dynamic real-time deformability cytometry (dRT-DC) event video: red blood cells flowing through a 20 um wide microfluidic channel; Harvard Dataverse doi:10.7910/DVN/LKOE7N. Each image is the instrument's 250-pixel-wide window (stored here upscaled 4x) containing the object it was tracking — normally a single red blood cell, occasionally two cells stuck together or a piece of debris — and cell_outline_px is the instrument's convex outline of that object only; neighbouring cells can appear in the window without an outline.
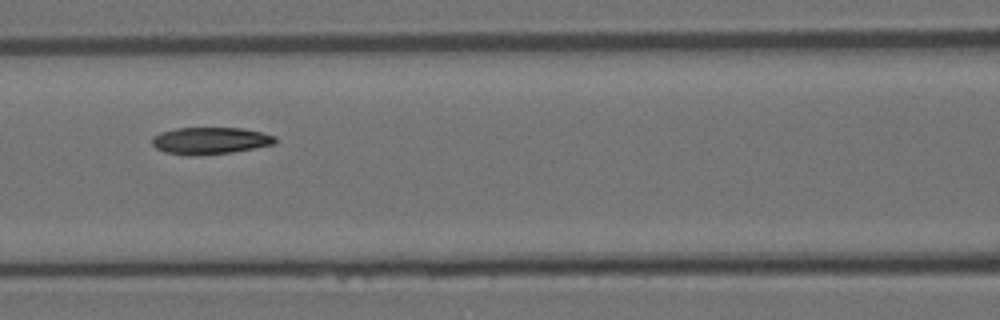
{"species": "Egyptian fruit bat (a non-hibernating species)", "species_latin": "Rousettus aegyptiacus", "temperature_condition": "room temperature", "stored_images_in_passage": 7, "camera_frame_rate_fps": 3000, "um_per_image_px": 0.085, "animal": {"sex": "female"}, "frame": {"image": 1, "passage_image": 6, "time_ms": 5.667, "image_size_px": [1000, 320], "cell_outline_px": [[276, 144], [232, 152], [164, 152], [156, 148], [152, 144], [152, 136], [160, 132], [176, 128], [240, 128], [260, 132], [276, 136]], "centroid_in_image_um": [17.91, 11.9], "position_along_channel_um": 148.7, "area_um2": 18.38}}
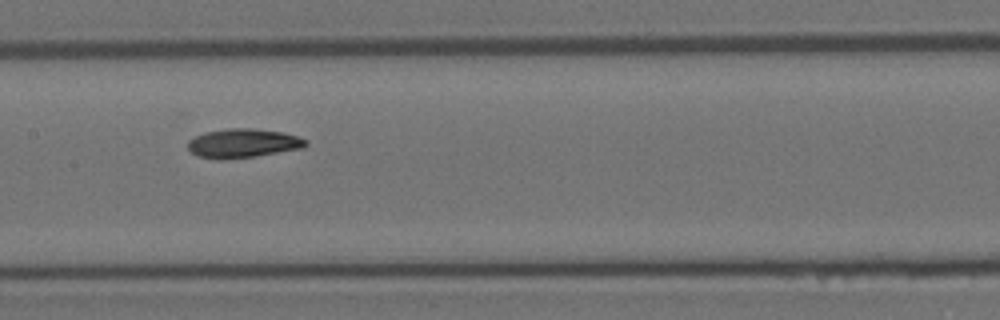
{"frame": {"image": 2, "passage_image": 7, "time_ms": 6.667, "image_size_px": [1000, 320], "cell_outline_px": [[308, 144], [304, 148], [256, 156], [220, 160], [196, 156], [188, 148], [188, 140], [204, 132], [228, 128], [252, 128], [280, 132], [296, 136], [308, 140]], "centroid_in_image_um": [20.64, 12.18], "position_along_channel_um": 186.8, "area_um2": 20.0}}